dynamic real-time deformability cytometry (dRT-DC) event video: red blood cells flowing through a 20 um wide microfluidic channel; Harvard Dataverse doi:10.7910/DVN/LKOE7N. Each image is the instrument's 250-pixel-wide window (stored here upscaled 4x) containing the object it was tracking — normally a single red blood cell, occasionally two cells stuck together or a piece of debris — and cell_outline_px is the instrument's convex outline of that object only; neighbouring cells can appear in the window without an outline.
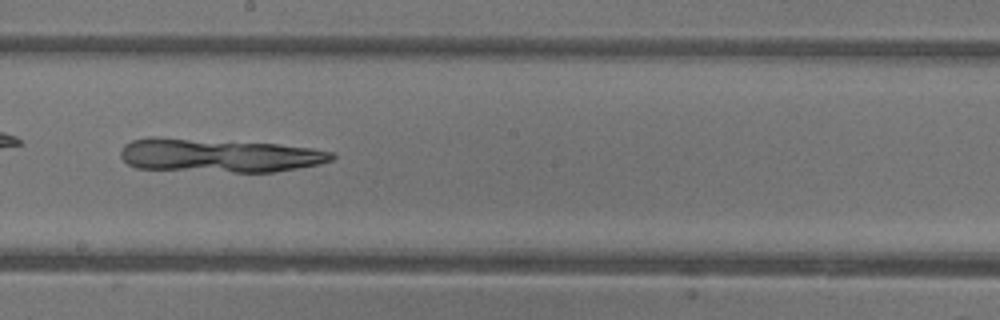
{"species": "common noctule bat (a hibernating species)", "species_latin": "Nyctalus noctula", "temperature_condition": "warm", "stored_images_in_passage": 34, "camera_frame_rate_fps": 3000, "um_per_image_px": 0.085, "animal": {"sex": "female"}, "frame": {"image": 1, "passage_image": 15, "time_ms": 4.667, "image_size_px": [1000, 320], "cell_outline_px": [[336, 156], [332, 160], [320, 164], [272, 172], [236, 172], [136, 168], [128, 164], [120, 156], [120, 152], [124, 144], [132, 140], [148, 136], [156, 136], [280, 144], [312, 148], [332, 152]], "centroid_in_image_um": [18.58, 13.19], "position_along_channel_um": 229.6, "area_um2": 41.67}}